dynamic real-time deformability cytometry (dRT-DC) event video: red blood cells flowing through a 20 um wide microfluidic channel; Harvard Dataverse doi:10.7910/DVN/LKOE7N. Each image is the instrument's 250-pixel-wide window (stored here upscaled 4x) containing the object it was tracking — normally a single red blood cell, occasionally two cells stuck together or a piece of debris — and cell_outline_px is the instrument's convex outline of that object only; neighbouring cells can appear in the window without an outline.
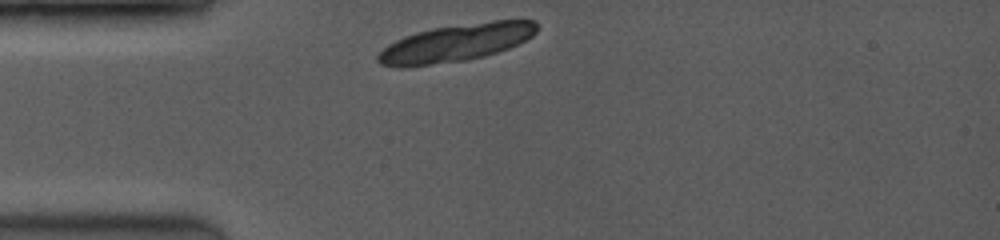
{"species": "common noctule bat (a hibernating species)", "species_latin": "Nyctalus noctula", "temperature_condition": "room temperature", "stored_images_in_passage": 2, "camera_frame_rate_fps": 3500, "um_per_image_px": 0.085, "animal": {"sex": "female", "body_mass_g": 19.0, "forearm_length_mm": 53.3}, "frame": {"image": 1, "passage_image": 1, "time_ms": 0.0, "image_size_px": [1000, 240], "cell_outline_px": [[536, 32], [532, 36], [508, 48], [484, 56], [464, 60], [428, 64], [380, 64], [376, 60], [376, 56], [388, 44], [404, 36], [416, 32], [432, 28], [492, 20], [536, 20]], "centroid_in_image_um": [38.82, 3.59], "position_along_channel_um": 46.2, "area_um2": 33.64}}